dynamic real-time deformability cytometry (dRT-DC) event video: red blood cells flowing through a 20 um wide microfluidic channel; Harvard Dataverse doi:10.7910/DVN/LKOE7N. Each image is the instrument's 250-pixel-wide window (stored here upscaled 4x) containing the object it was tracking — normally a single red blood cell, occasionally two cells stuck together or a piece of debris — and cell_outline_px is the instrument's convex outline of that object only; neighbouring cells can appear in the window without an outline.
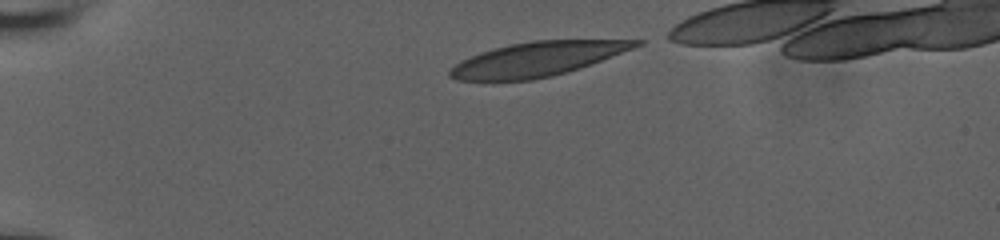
{"species": "human", "species_latin": "Homo sapiens", "temperature_condition": "room temperature", "stored_images_in_passage": 36, "camera_frame_rate_fps": 3000, "um_per_image_px": 0.085, "donor": {"sex": "male"}, "frame": {"image": 1, "passage_image": 1, "time_ms": 0.0, "image_size_px": [1000, 240], "cell_outline_px": [[644, 44], [580, 68], [548, 76], [528, 80], [456, 80], [448, 76], [448, 72], [460, 60], [480, 52], [512, 44], [532, 40], [644, 40]], "centroid_in_image_um": [45.65, 5.01], "position_along_channel_um": 39.3, "area_um2": 36.59}}
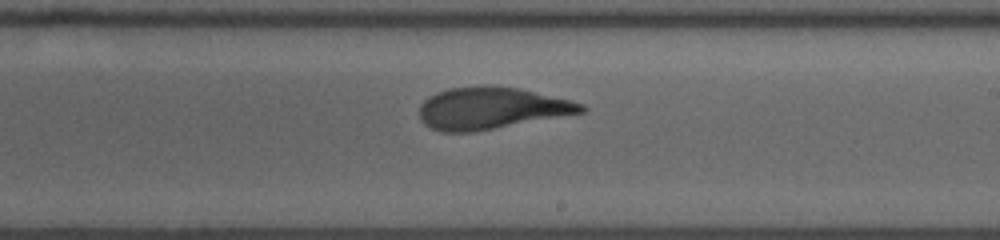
{"frame": {"image": 2, "passage_image": 22, "time_ms": 7.0, "image_size_px": [1000, 240], "cell_outline_px": [[588, 108], [584, 112], [472, 132], [440, 132], [424, 124], [420, 120], [420, 104], [428, 96], [436, 92], [448, 88], [484, 84], [516, 88], [568, 100], [584, 104]], "centroid_in_image_um": [41.69, 9.19], "position_along_channel_um": 247.3, "area_um2": 39.3}}
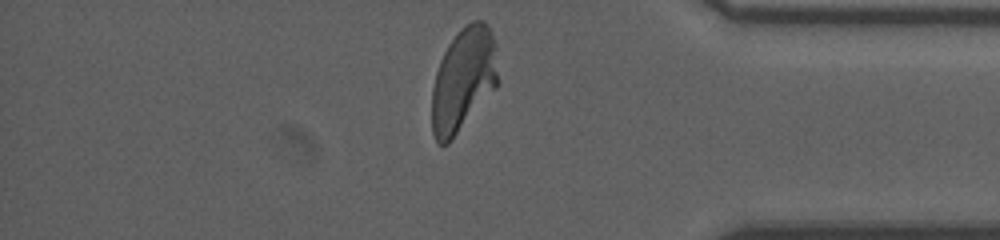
{"frame": {"image": 3, "passage_image": 35, "time_ms": 11.333, "image_size_px": [1000, 240], "cell_outline_px": [[496, 88], [452, 140], [448, 144], [440, 144], [436, 140], [432, 132], [432, 88], [436, 72], [440, 60], [448, 44], [460, 28], [472, 20], [484, 20], [496, 44]], "centroid_in_image_um": [39.36, 6.78], "position_along_channel_um": 395.8, "area_um2": 39.77}, "authors_computed_cell_mechanics": {"area_um2": 39.5352, "velocity_mm_per_s": 3.8309, "shape_relaxation_time_tau1_ms": 4.7817, "shape_relaxation_time_tau2_ms": 1.012, "deformation_change_tau1": 0.2025, "deformation_change_tau2": 0.0796}}